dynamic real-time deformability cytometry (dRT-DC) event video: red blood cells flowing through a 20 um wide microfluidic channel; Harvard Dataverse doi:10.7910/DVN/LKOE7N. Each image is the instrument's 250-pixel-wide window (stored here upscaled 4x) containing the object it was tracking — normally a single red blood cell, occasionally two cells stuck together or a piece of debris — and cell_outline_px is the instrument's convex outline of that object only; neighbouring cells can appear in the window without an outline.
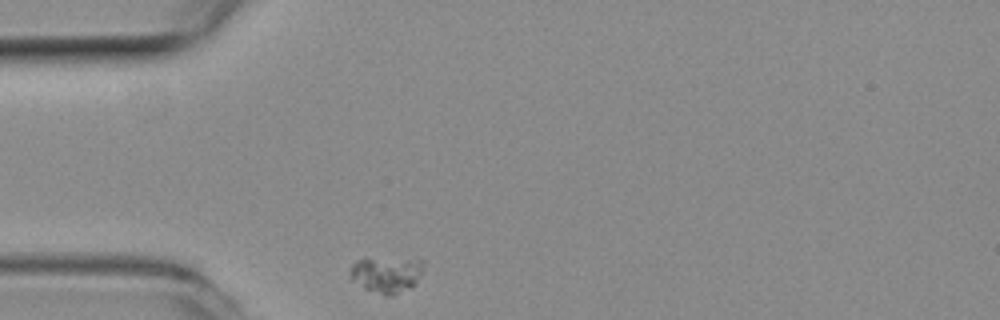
{"species": "common noctule bat (a hibernating species)", "species_latin": "Nyctalus noctula", "temperature_condition": "room temperature", "stored_images_in_passage": 32, "camera_frame_rate_fps": 3000, "um_per_image_px": 0.085, "animal": {"sex": "female", "body_mass_g": 19.3, "forearm_length_mm": 54.1}, "frame": {"image": 1, "passage_image": 1, "time_ms": 0.0, "image_size_px": [1000, 320], "cell_outline_px": [[424, 272], [416, 284], [392, 296], [384, 296], [364, 288], [348, 280], [348, 272], [352, 264], [356, 260], [416, 256], [424, 260]], "centroid_in_image_um": [32.89, 23.3], "position_along_channel_um": 52.1, "area_um2": 16.42}}
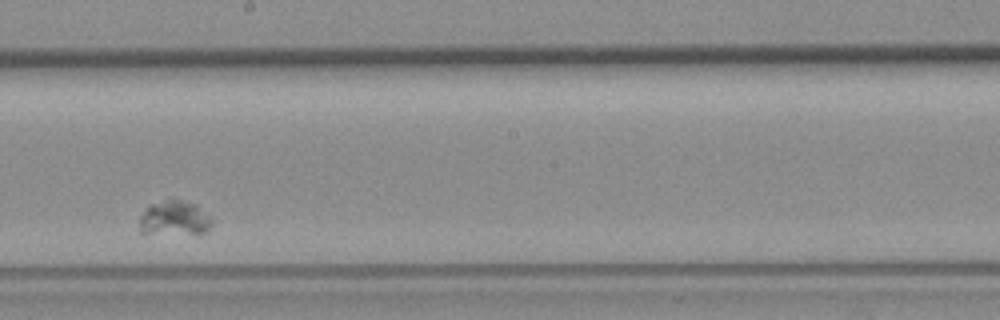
{"frame": {"image": 2, "passage_image": 19, "time_ms": 6.0, "image_size_px": [1000, 320], "cell_outline_px": [[212, 224], [204, 232], [140, 232], [140, 216], [148, 204], [168, 200], [180, 200], [196, 204], [212, 216]], "centroid_in_image_um": [14.84, 18.5], "position_along_channel_um": 233.4, "area_um2": 14.16}}
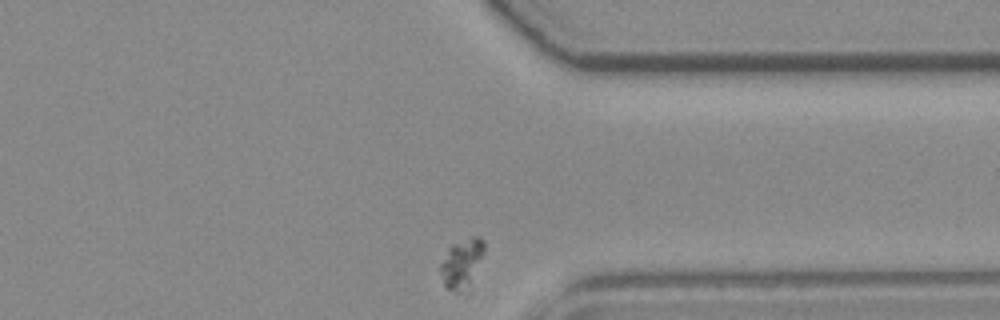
{"frame": {"image": 3, "passage_image": 32, "time_ms": 10.333, "image_size_px": [1000, 320], "cell_outline_px": [[484, 252], [472, 292], [468, 296], [456, 292], [448, 288], [444, 284], [440, 272], [440, 264], [448, 248], [452, 244], [472, 236], [480, 236], [484, 240]], "centroid_in_image_um": [39.32, 22.49], "position_along_channel_um": 372.1, "area_um2": 13.53}}